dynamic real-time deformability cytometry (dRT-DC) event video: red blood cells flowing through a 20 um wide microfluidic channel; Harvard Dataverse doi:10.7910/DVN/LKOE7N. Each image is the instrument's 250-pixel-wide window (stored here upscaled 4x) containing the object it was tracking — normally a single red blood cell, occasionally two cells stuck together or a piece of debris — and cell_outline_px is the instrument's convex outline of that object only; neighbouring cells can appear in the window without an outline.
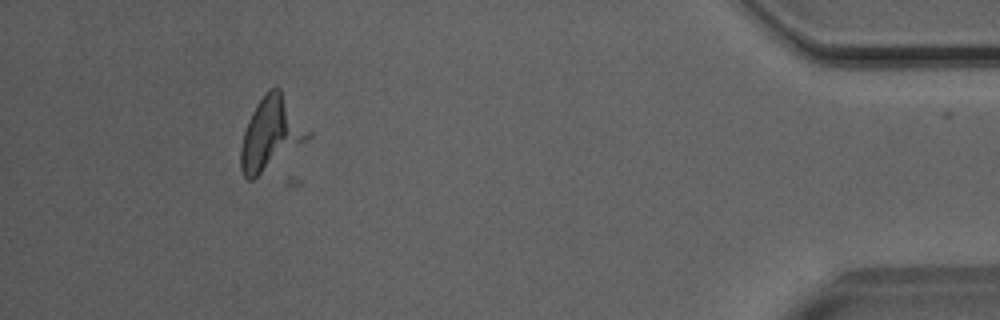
{"species": "Egyptian fruit bat (a non-hibernating species)", "species_latin": "Rousettus aegyptiacus", "temperature_condition": "room temperature", "stored_images_in_passage": 47, "camera_frame_rate_fps": 3000, "um_per_image_px": 0.085, "animal": {"sex": "male"}, "frame": {"image": 1, "passage_image": 42, "time_ms": 13.667, "image_size_px": [1000, 320], "cell_outline_px": [[312, 136], [252, 180], [248, 180], [244, 176], [240, 168], [240, 148], [244, 132], [248, 120], [256, 104], [272, 88], [280, 88], [312, 132]], "centroid_in_image_um": [23.04, 11.36], "position_along_channel_um": 412.2, "area_um2": 28.03}}